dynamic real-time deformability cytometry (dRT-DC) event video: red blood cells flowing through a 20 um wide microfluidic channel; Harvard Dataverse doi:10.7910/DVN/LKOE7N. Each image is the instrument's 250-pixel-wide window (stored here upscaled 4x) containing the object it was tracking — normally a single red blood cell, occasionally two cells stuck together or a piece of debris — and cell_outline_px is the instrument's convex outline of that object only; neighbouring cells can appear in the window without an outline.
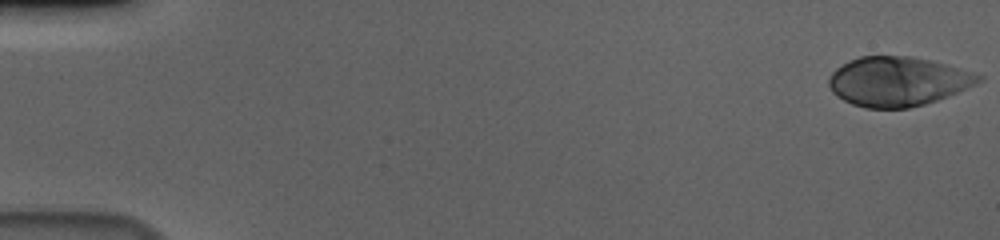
{"species": "human", "species_latin": "Homo sapiens", "temperature_condition": "cold", "stored_images_in_passage": 55, "camera_frame_rate_fps": 3000, "um_per_image_px": 0.085, "donor": {"sex": "male"}, "frame": {"image": 1, "passage_image": 1, "time_ms": 0.0, "image_size_px": [1000, 240], "cell_outline_px": [[984, 80], [976, 84], [936, 100], [924, 104], [908, 108], [864, 108], [852, 104], [836, 96], [832, 92], [828, 84], [828, 76], [836, 68], [860, 56], [908, 56], [928, 60], [944, 64], [972, 72], [984, 76]], "centroid_in_image_um": [76.28, 6.93], "position_along_channel_um": 8.7, "area_um2": 42.71}}
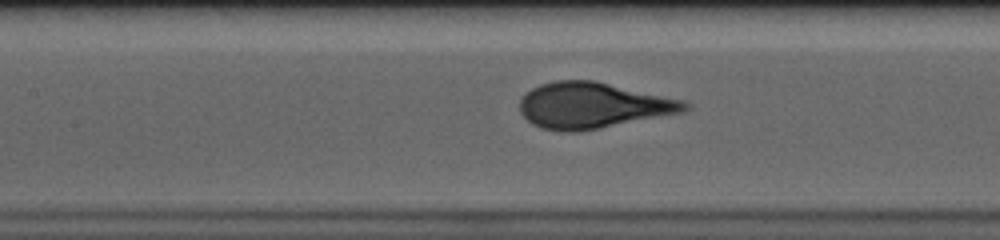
{"frame": {"image": 2, "passage_image": 27, "time_ms": 8.667, "image_size_px": [1000, 240], "cell_outline_px": [[692, 108], [684, 112], [600, 128], [576, 132], [564, 132], [540, 128], [532, 124], [520, 112], [520, 100], [524, 92], [540, 84], [556, 80], [592, 80], [684, 100], [692, 104]], "centroid_in_image_um": [50.39, 8.96], "position_along_channel_um": 157.0, "area_um2": 44.27}}
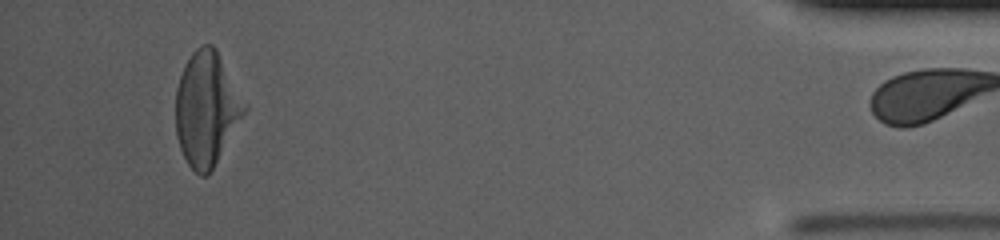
{"frame": {"image": 3, "passage_image": 54, "time_ms": 17.667, "image_size_px": [1000, 240], "cell_outline_px": [[248, 108], [208, 176], [200, 176], [188, 164], [180, 148], [176, 136], [176, 88], [180, 76], [192, 52], [196, 48], [204, 44], [212, 44], [216, 48]], "centroid_in_image_um": [17.55, 9.25], "position_along_channel_um": 417.7, "area_um2": 45.14}}